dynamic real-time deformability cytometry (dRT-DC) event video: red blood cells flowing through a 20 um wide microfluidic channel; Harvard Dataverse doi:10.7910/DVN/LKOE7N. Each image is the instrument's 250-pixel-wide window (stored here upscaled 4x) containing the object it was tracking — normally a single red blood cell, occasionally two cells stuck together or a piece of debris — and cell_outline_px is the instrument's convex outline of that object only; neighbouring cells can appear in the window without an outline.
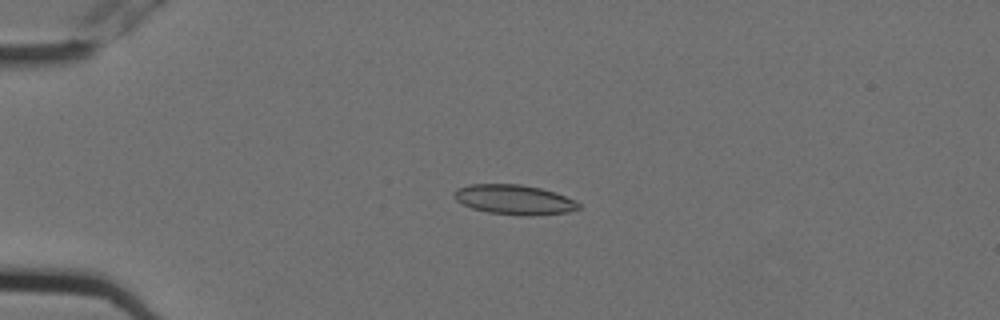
{"species": "Egyptian fruit bat (a non-hibernating species)", "species_latin": "Rousettus aegyptiacus", "temperature_condition": "cold", "stored_images_in_passage": 7, "camera_frame_rate_fps": 3000, "um_per_image_px": 0.085, "animal": {"sex": "female"}, "frame": {"image": 1, "passage_image": 5, "time_ms": 1.333, "image_size_px": [1000, 320], "cell_outline_px": [[580, 208], [568, 212], [528, 216], [520, 216], [488, 212], [472, 208], [456, 200], [452, 196], [452, 192], [456, 188], [468, 184], [520, 184], [540, 188], [576, 200], [580, 204]], "centroid_in_image_um": [43.67, 16.97], "position_along_channel_um": 41.3, "area_um2": 21.68}}
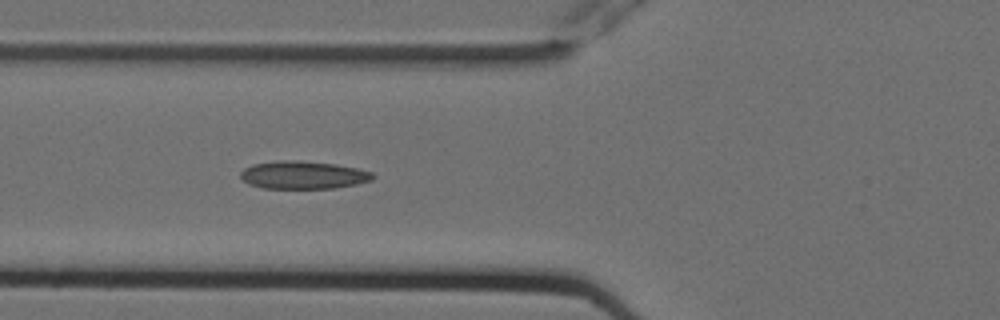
{"frame": {"image": 2, "passage_image": 7, "time_ms": 2.0, "image_size_px": [1000, 320], "cell_outline_px": [[376, 176], [372, 180], [356, 184], [336, 188], [260, 188], [248, 184], [240, 176], [240, 172], [244, 168], [252, 164], [280, 160], [296, 160], [336, 164], [356, 168], [372, 172]], "centroid_in_image_um": [25.76, 14.87], "position_along_channel_um": 100.0, "area_um2": 21.56}}